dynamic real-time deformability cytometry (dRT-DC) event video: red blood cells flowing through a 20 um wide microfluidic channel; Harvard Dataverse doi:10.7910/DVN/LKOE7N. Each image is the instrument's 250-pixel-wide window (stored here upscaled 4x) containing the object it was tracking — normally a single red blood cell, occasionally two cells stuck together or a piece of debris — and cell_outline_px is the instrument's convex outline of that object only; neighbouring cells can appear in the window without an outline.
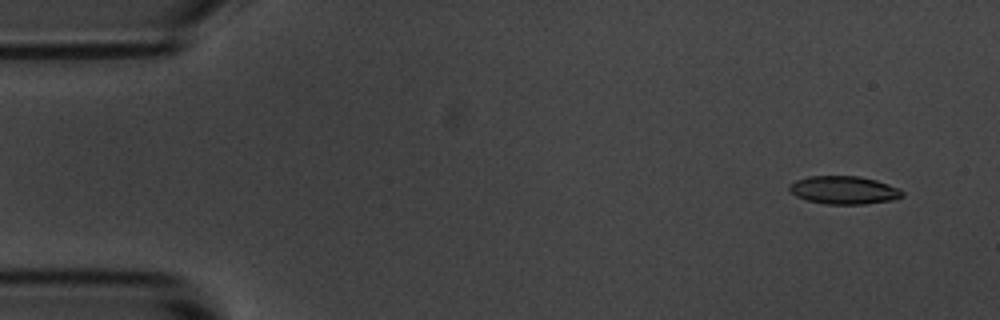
{"species": "common noctule bat (a hibernating species)", "species_latin": "Nyctalus noctula", "temperature_condition": "room temperature", "stored_images_in_passage": 5, "camera_frame_rate_fps": 3000, "um_per_image_px": 0.085, "animal": {"sex": "male", "body_mass_g": 20.1, "forearm_length_mm": 53.5}, "frame": {"image": 1, "passage_image": 2, "time_ms": 1.0, "image_size_px": [1000, 320], "cell_outline_px": [[904, 196], [892, 200], [864, 204], [828, 204], [808, 200], [796, 196], [788, 192], [788, 184], [796, 180], [808, 176], [860, 176], [876, 180], [900, 188], [904, 192]], "centroid_in_image_um": [71.72, 16.15], "position_along_channel_um": 13.3, "area_um2": 18.61}}
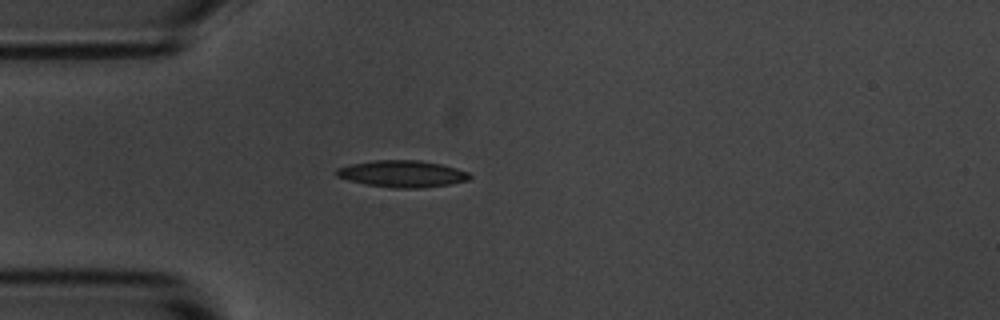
{"frame": {"image": 2, "passage_image": 5, "time_ms": 4.667, "image_size_px": [1000, 320], "cell_outline_px": [[472, 176], [468, 180], [448, 184], [420, 188], [396, 188], [368, 184], [336, 176], [336, 168], [352, 164], [376, 160], [420, 160], [440, 164], [456, 168], [468, 172]], "centroid_in_image_um": [34.22, 14.76], "position_along_channel_um": 50.8, "area_um2": 20.4}}